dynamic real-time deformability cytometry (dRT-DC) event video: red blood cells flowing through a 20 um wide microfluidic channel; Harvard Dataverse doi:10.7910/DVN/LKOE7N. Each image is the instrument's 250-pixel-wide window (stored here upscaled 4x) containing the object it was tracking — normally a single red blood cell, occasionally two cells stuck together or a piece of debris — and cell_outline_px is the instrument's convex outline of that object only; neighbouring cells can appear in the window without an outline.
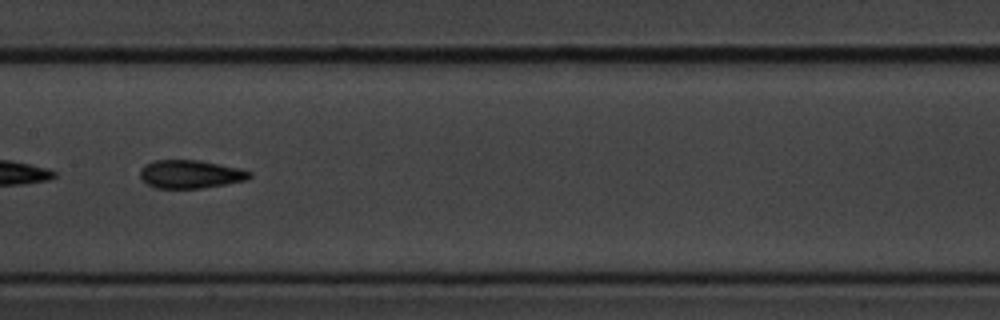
{"species": "common noctule bat (a hibernating species)", "species_latin": "Nyctalus noctula", "temperature_condition": "cold", "stored_images_in_passage": 51, "camera_frame_rate_fps": 3000, "um_per_image_px": 0.085, "animal": {"sex": "male", "body_mass_g": 20.1, "forearm_length_mm": 53.5}, "frame": {"image": 1, "passage_image": 25, "time_ms": 8.0, "image_size_px": [1000, 320], "cell_outline_px": [[252, 176], [248, 180], [200, 188], [156, 188], [148, 184], [140, 176], [140, 168], [144, 164], [156, 160], [200, 160], [240, 168], [252, 172]], "centroid_in_image_um": [16.2, 14.79], "position_along_channel_um": 191.2, "area_um2": 18.03}}
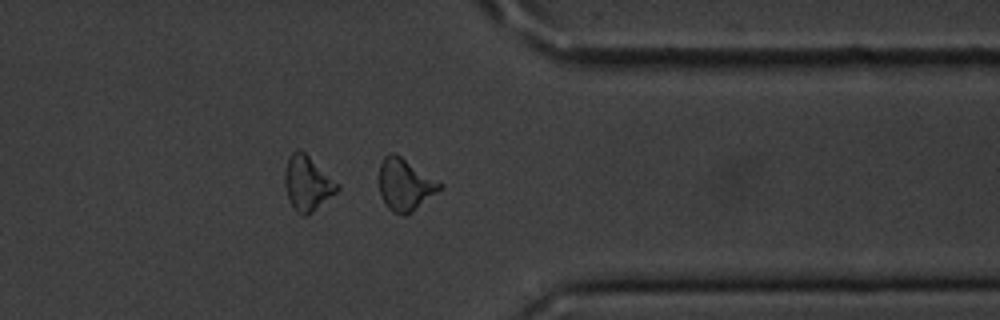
{"frame": {"image": 2, "passage_image": 41, "time_ms": 13.333, "image_size_px": [1000, 320], "cell_outline_px": [[444, 188], [404, 216], [392, 212], [384, 204], [380, 196], [380, 164], [384, 156], [392, 152], [396, 152], [444, 184]], "centroid_in_image_um": [34.44, 15.67], "position_along_channel_um": 377.0, "area_um2": 18.55}}
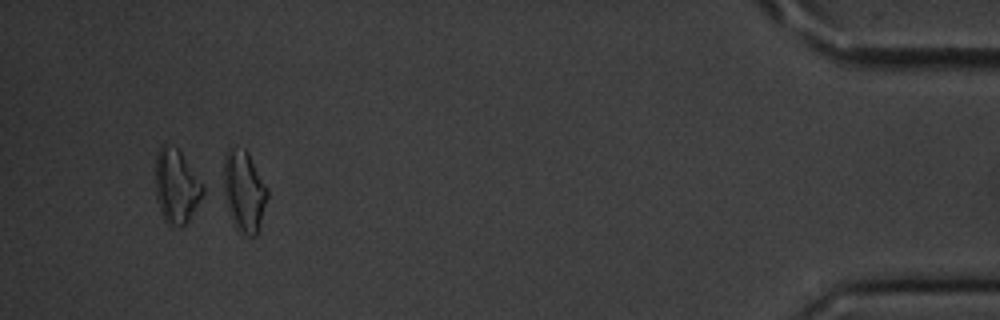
{"frame": {"image": 3, "passage_image": 49, "time_ms": 16.0, "image_size_px": [1000, 320], "cell_outline_px": [[268, 196], [260, 224], [256, 236], [244, 236], [236, 228], [216, 188], [224, 156], [228, 148], [244, 148], [248, 152], [268, 188]], "centroid_in_image_um": [20.62, 16.22], "position_along_channel_um": 414.6, "area_um2": 22.37}, "authors_computed_cell_mechanics": {"area_um2": 18.1492, "velocity_mm_per_s": 3.5932, "shape_relaxation_time_tau1_ms": 3.2389, "shape_relaxation_time_tau2_ms": 3.2297, "deformation_change_tau1": 0.113, "deformation_change_tau2": 0.0948}}